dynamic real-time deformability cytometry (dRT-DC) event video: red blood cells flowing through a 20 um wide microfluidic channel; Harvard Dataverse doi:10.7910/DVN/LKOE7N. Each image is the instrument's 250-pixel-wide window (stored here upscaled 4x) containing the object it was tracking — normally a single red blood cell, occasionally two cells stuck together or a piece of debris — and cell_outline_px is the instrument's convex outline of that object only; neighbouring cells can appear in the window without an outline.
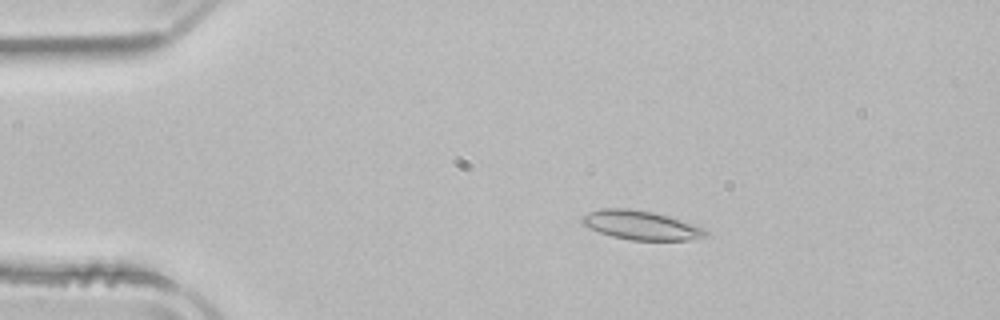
{"species": "common noctule bat (a hibernating species)", "species_latin": "Nyctalus noctula", "temperature_condition": "room temperature", "stored_images_in_passage": 47, "camera_frame_rate_fps": 3000, "um_per_image_px": 0.085, "animal": {"sex": "male", "body_mass_g": 21.5, "forearm_length_mm": 52.0}, "frame": {"image": 1, "passage_image": 5, "time_ms": 1.333, "image_size_px": [1000, 320], "cell_outline_px": [[708, 236], [688, 240], [632, 240], [612, 236], [600, 232], [584, 224], [580, 220], [588, 212], [600, 208], [628, 208], [652, 212], [668, 216], [704, 228], [708, 232]], "centroid_in_image_um": [54.49, 19.14], "position_along_channel_um": 30.5, "area_um2": 20.63}}
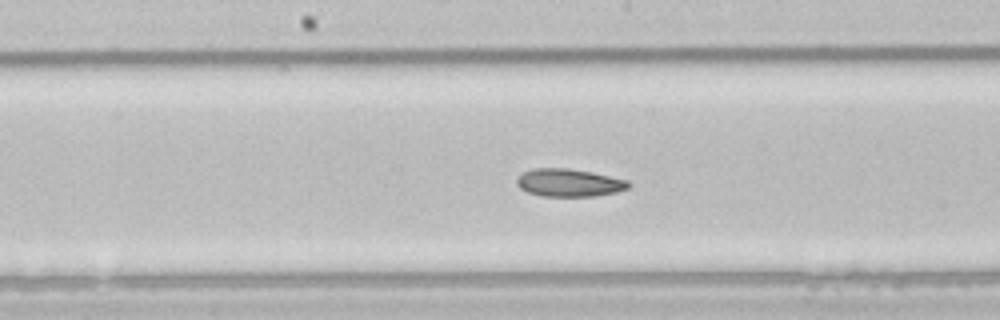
{"frame": {"image": 2, "passage_image": 22, "time_ms": 7.0, "image_size_px": [1000, 320], "cell_outline_px": [[632, 184], [628, 188], [616, 192], [592, 196], [540, 196], [528, 192], [520, 188], [516, 184], [516, 180], [524, 172], [532, 168], [568, 168], [592, 172], [628, 180]], "centroid_in_image_um": [48.37, 15.53], "position_along_channel_um": 199.8, "area_um2": 18.09}}
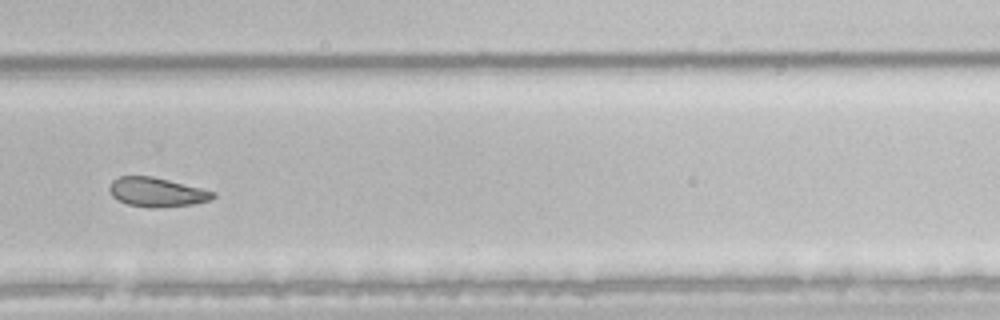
{"frame": {"image": 3, "passage_image": 31, "time_ms": 10.0, "image_size_px": [1000, 320], "cell_outline_px": [[216, 196], [208, 200], [192, 204], [152, 208], [148, 208], [128, 204], [112, 196], [108, 192], [108, 188], [112, 180], [120, 176], [152, 176], [216, 192]], "centroid_in_image_um": [13.28, 16.33], "position_along_channel_um": 316.5, "area_um2": 17.46}, "authors_computed_cell_mechanics": {"area_um2": 20.0566, "velocity_mm_per_s": 3.9167, "shape_relaxation_time_tau1_ms": null, "shape_relaxation_time_tau2_ms": 1.7717, "deformation_change_tau1": null, "deformation_change_tau2": 0.0712}}